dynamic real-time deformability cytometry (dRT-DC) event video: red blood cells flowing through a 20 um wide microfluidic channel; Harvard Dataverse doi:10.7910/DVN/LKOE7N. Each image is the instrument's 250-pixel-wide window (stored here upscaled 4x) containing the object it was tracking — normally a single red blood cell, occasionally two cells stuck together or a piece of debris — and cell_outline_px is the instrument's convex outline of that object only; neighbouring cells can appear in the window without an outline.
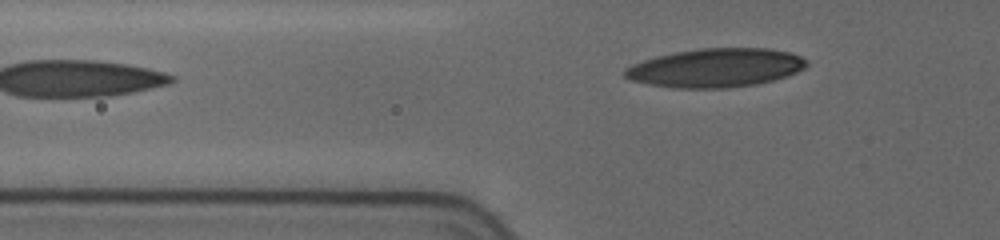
{"species": "human", "species_latin": "Homo sapiens", "temperature_condition": "cold", "stored_images_in_passage": 4, "camera_frame_rate_fps": 3000, "um_per_image_px": 0.085, "donor": {"sex": "female"}, "frame": {"image": 1, "passage_image": 4, "time_ms": 1.333, "image_size_px": [1000, 240], "cell_outline_px": [[808, 64], [804, 68], [788, 76], [756, 84], [724, 88], [672, 88], [632, 80], [624, 76], [624, 68], [632, 64], [656, 56], [676, 52], [700, 48], [768, 48], [788, 52], [800, 56], [808, 60]], "centroid_in_image_um": [60.85, 5.76], "position_along_channel_um": 65.0, "area_um2": 40.92}}